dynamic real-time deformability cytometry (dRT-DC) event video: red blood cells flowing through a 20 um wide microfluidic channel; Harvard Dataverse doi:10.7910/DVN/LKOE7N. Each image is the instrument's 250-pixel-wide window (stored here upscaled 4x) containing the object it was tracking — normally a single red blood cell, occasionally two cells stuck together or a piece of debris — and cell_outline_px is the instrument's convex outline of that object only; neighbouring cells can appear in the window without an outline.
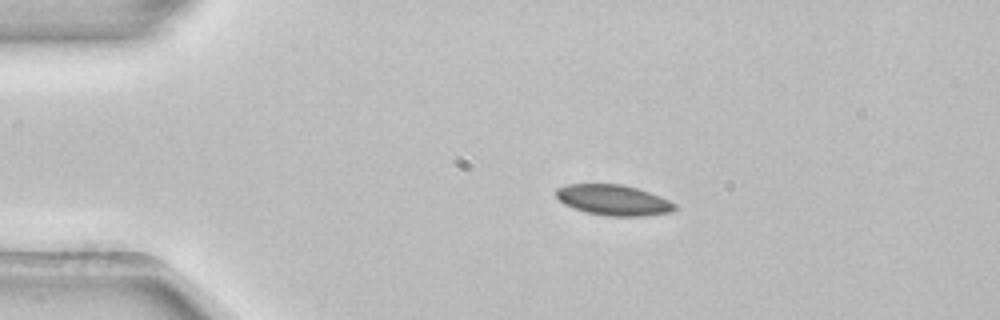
{"species": "common noctule bat (a hibernating species)", "species_latin": "Nyctalus noctula", "temperature_condition": "room temperature", "stored_images_in_passage": 2, "camera_frame_rate_fps": 3000, "um_per_image_px": 0.085, "animal": {"sex": "female", "body_mass_g": 22.7, "forearm_length_mm": 54.2}, "frame": {"image": 1, "passage_image": 1, "time_ms": 0.0, "image_size_px": [1000, 320], "cell_outline_px": [[676, 208], [672, 212], [644, 216], [608, 216], [588, 212], [564, 204], [556, 196], [556, 188], [568, 184], [620, 184], [636, 188], [660, 196], [676, 204]], "centroid_in_image_um": [52.15, 17.0], "position_along_channel_um": 32.8, "area_um2": 20.92}}